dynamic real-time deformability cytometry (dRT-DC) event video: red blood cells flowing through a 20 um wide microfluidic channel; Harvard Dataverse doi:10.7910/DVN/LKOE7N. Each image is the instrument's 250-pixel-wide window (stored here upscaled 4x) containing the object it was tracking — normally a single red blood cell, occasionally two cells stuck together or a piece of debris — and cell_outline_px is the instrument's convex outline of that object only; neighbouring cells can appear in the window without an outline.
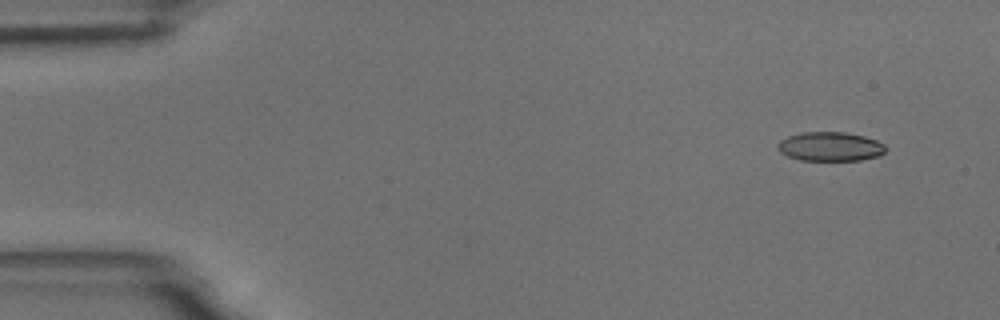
{"species": "common noctule bat (a hibernating species)", "species_latin": "Nyctalus noctula", "temperature_condition": "room temperature", "stored_images_in_passage": 7, "camera_frame_rate_fps": 3000, "um_per_image_px": 0.085, "animal": {"sex": "male", "body_mass_g": 18.8}, "frame": {"image": 1, "passage_image": 1, "time_ms": 0.0, "image_size_px": [1000, 320], "cell_outline_px": [[888, 148], [880, 156], [860, 160], [800, 160], [788, 156], [780, 152], [776, 148], [776, 144], [780, 140], [788, 136], [800, 132], [844, 132], [864, 136], [876, 140], [884, 144]], "centroid_in_image_um": [70.56, 12.45], "position_along_channel_um": 14.4, "area_um2": 18.5}}